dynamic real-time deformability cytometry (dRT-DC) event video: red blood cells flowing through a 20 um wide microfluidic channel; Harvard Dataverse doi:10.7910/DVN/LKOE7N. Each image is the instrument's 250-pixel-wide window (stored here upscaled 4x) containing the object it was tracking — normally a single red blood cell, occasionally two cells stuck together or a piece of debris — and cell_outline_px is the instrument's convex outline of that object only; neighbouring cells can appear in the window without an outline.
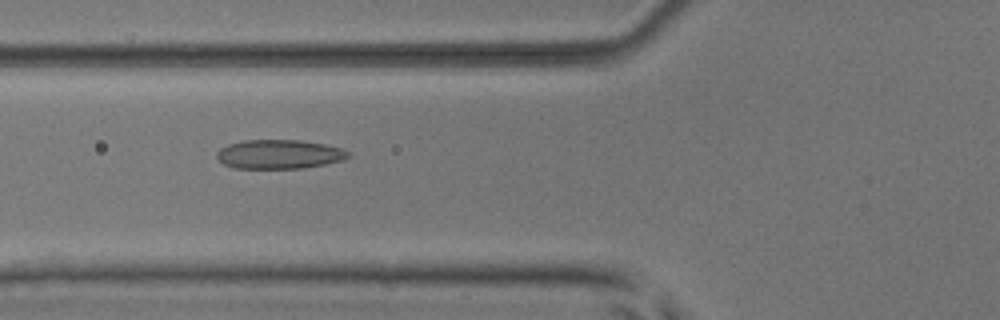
{"species": "common noctule bat (a hibernating species)", "species_latin": "Nyctalus noctula", "temperature_condition": "room temperature", "stored_images_in_passage": 7, "camera_frame_rate_fps": 3000, "um_per_image_px": 0.085, "animal": {"sex": "male", "body_mass_g": 17.9, "forearm_length_mm": 54.2}, "frame": {"image": 1, "passage_image": 6, "time_ms": 1.667, "image_size_px": [1000, 320], "cell_outline_px": [[352, 156], [344, 160], [304, 168], [232, 168], [224, 164], [216, 156], [216, 152], [220, 148], [228, 144], [244, 140], [300, 140], [324, 144], [344, 148]], "centroid_in_image_um": [23.75, 13.11], "position_along_channel_um": 102.0, "area_um2": 22.43}}
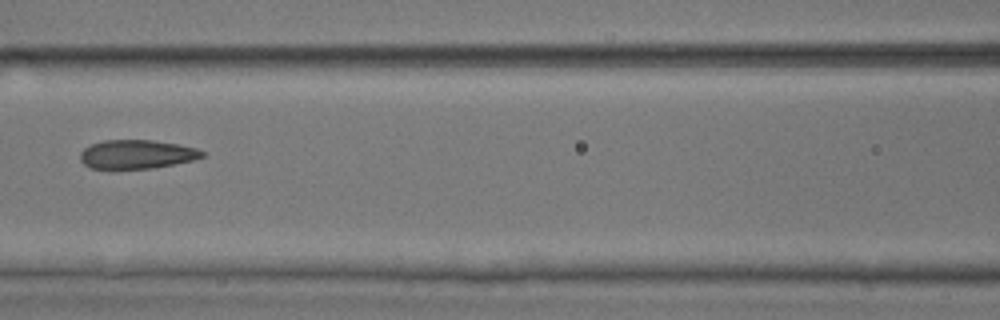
{"frame": {"image": 2, "passage_image": 7, "time_ms": 2.0, "image_size_px": [1000, 320], "cell_outline_px": [[204, 156], [192, 160], [152, 168], [92, 168], [84, 164], [80, 160], [80, 152], [84, 148], [92, 144], [104, 140], [152, 140], [176, 144], [196, 148], [204, 152]], "centroid_in_image_um": [11.6, 13.1], "position_along_channel_um": 155.0, "area_um2": 20.17}}